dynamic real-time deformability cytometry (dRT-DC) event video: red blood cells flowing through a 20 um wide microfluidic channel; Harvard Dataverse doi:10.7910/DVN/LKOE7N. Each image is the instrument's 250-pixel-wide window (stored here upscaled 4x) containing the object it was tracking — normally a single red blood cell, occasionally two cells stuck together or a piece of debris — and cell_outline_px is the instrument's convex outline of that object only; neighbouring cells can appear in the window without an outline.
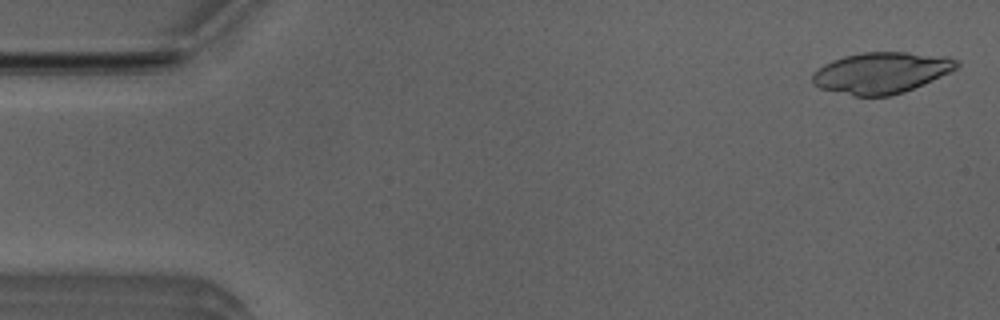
{"species": "Egyptian fruit bat (a non-hibernating species)", "species_latin": "Rousettus aegyptiacus", "temperature_condition": "room temperature", "stored_images_in_passage": 3, "camera_frame_rate_fps": 3000, "um_per_image_px": 0.085, "animal": {"sex": "male"}, "frame": {"image": 1, "passage_image": 1, "time_ms": 0.0, "image_size_px": [1000, 320], "cell_outline_px": [[960, 64], [956, 68], [940, 76], [904, 92], [888, 96], [852, 96], [820, 88], [812, 84], [812, 72], [824, 64], [832, 60], [844, 56], [864, 52], [908, 52], [948, 56], [956, 60]], "centroid_in_image_um": [74.87, 6.18], "position_along_channel_um": 10.1, "area_um2": 34.56}}